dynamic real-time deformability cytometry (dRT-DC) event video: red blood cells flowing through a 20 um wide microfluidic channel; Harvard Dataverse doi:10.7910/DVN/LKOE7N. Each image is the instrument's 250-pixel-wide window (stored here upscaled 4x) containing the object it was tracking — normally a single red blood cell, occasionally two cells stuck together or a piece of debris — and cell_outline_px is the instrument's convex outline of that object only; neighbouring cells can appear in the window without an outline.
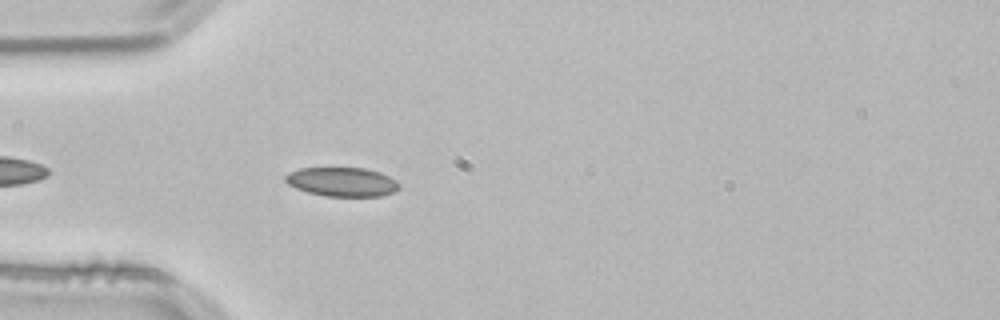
{"species": "common noctule bat (a hibernating species)", "species_latin": "Nyctalus noctula", "temperature_condition": "room temperature", "stored_images_in_passage": 9, "camera_frame_rate_fps": 3000, "um_per_image_px": 0.085, "animal": {"sex": "male", "body_mass_g": 21.5, "forearm_length_mm": 52.0}, "frame": {"image": 1, "passage_image": 4, "time_ms": 1.0, "image_size_px": [1000, 320], "cell_outline_px": [[400, 188], [392, 192], [380, 196], [328, 196], [308, 192], [296, 188], [288, 184], [284, 180], [284, 176], [288, 172], [300, 168], [364, 168], [380, 172], [396, 180], [400, 184]], "centroid_in_image_um": [29.06, 15.45], "position_along_channel_um": 55.9, "area_um2": 19.25}}